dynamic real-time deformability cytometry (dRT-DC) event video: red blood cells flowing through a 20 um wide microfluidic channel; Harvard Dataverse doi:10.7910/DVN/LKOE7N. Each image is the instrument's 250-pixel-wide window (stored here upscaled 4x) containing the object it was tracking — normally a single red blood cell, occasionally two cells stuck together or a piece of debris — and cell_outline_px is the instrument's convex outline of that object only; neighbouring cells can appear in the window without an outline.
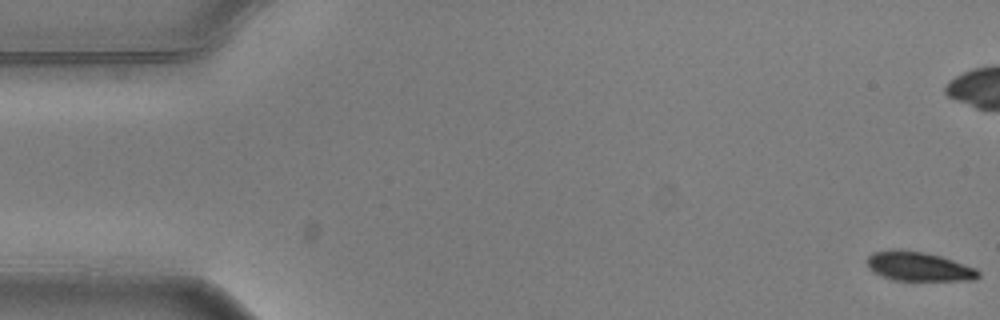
{"species": "common noctule bat (a hibernating species)", "species_latin": "Nyctalus noctula", "temperature_condition": "warm", "stored_images_in_passage": 2, "camera_frame_rate_fps": 3000, "um_per_image_px": 0.085, "animal": {"sex": "male", "body_mass_g": 20.5, "forearm_length_mm": 52.5}, "frame": {"image": 1, "passage_image": 2, "time_ms": 0.333, "image_size_px": [1000, 320], "cell_outline_px": [[980, 276], [976, 280], [892, 280], [876, 272], [864, 260], [872, 252], [892, 248], [900, 248], [924, 252], [940, 256], [976, 268], [980, 272]], "centroid_in_image_um": [78.08, 22.62], "position_along_channel_um": 6.9, "area_um2": 19.02}}